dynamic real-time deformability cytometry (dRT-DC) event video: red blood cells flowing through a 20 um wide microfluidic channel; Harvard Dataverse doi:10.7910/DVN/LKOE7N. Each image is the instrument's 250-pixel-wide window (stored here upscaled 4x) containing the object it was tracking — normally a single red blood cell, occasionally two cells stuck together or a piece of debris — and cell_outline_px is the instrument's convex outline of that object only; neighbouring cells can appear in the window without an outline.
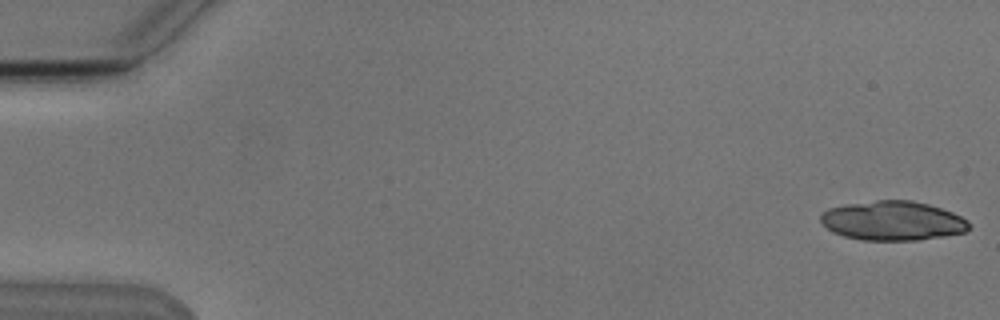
{"species": "Egyptian fruit bat (a non-hibernating species)", "species_latin": "Rousettus aegyptiacus", "temperature_condition": "cold", "stored_images_in_passage": 7, "camera_frame_rate_fps": 3000, "um_per_image_px": 0.085, "animal": {"sex": "male"}, "frame": {"image": 1, "passage_image": 1, "time_ms": 0.0, "image_size_px": [1000, 320], "cell_outline_px": [[968, 228], [964, 232], [944, 236], [920, 240], [860, 240], [844, 236], [832, 232], [820, 220], [820, 216], [828, 208], [848, 204], [876, 200], [912, 200], [928, 204], [952, 212], [968, 220]], "centroid_in_image_um": [75.87, 18.76], "position_along_channel_um": 9.1, "area_um2": 33.87}}
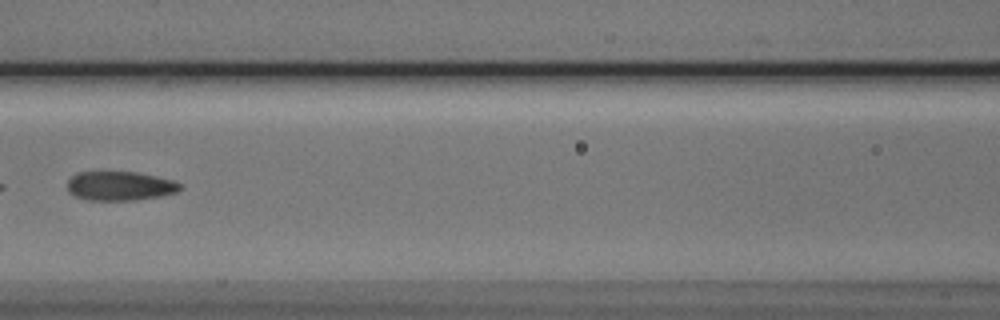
{"frame": {"image": 2, "passage_image": 7, "time_ms": 8.0, "image_size_px": [1000, 320], "cell_outline_px": [[184, 188], [176, 192], [160, 196], [136, 200], [88, 200], [72, 196], [68, 192], [68, 180], [76, 172], [136, 172], [156, 176], [172, 180], [180, 184]], "centroid_in_image_um": [10.17, 15.81], "position_along_channel_um": 156.4, "area_um2": 19.25}}